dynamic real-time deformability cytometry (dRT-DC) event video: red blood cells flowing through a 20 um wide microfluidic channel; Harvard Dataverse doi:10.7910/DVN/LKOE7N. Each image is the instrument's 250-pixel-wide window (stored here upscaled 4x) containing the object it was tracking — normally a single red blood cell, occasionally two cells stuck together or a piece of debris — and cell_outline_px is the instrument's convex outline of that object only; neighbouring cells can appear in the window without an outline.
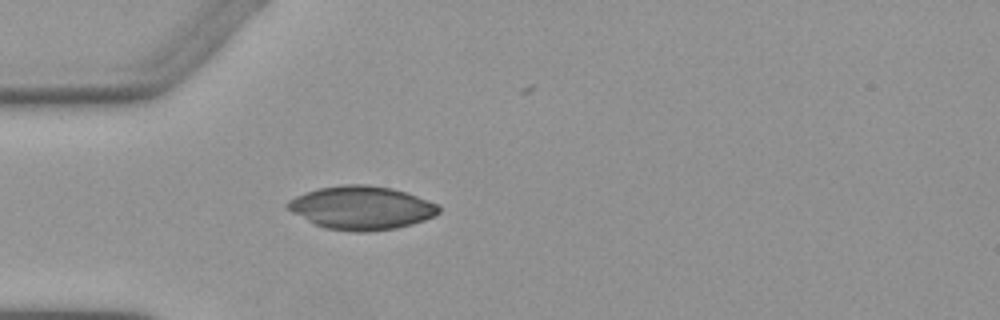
{"species": "Egyptian fruit bat (a non-hibernating species)", "species_latin": "Rousettus aegyptiacus", "temperature_condition": "warm", "stored_images_in_passage": 1, "camera_frame_rate_fps": 3000, "um_per_image_px": 0.085, "animal": {"sex": "female"}, "frame": {"image": 1, "passage_image": 1, "time_ms": 0.0, "image_size_px": [1000, 320], "cell_outline_px": [[440, 212], [436, 216], [412, 224], [396, 228], [368, 232], [356, 232], [324, 228], [284, 208], [284, 204], [288, 200], [304, 192], [316, 188], [344, 184], [368, 184], [392, 188], [440, 204]], "centroid_in_image_um": [30.72, 17.66], "position_along_channel_um": 54.3, "area_um2": 38.55}}